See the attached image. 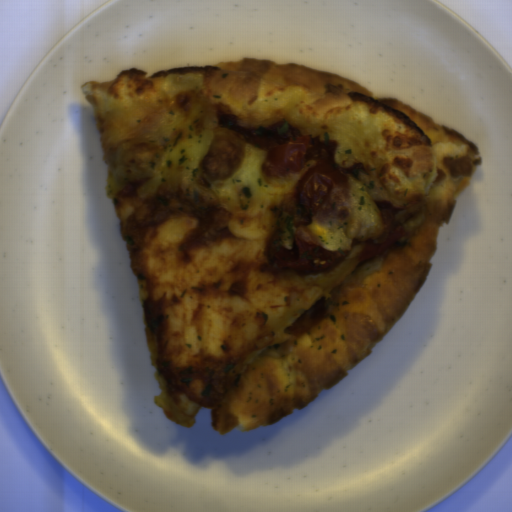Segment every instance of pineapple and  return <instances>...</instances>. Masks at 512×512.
I'll list each match as a JSON object with an SVG mask.
<instances>
[{
  "mask_svg": "<svg viewBox=\"0 0 512 512\" xmlns=\"http://www.w3.org/2000/svg\"><path fill=\"white\" fill-rule=\"evenodd\" d=\"M218 124V110L198 72L169 74L152 98L105 113L107 196L176 198L254 219L275 233L302 183L299 171L265 174L266 152L253 143L229 179L213 181L203 163Z\"/></svg>",
  "mask_w": 512,
  "mask_h": 512,
  "instance_id": "pineapple-1",
  "label": "pineapple"
}]
</instances>
